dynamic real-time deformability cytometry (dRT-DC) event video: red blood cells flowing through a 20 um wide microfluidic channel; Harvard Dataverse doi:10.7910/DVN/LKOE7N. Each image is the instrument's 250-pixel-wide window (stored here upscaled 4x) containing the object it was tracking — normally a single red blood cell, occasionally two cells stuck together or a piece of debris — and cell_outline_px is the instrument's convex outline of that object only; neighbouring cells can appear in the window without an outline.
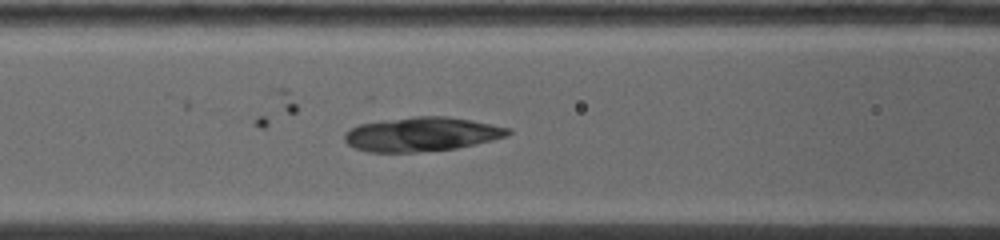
{"species": "common noctule bat (a hibernating species)", "species_latin": "Nyctalus noctula", "temperature_condition": "warm", "stored_images_in_passage": 12, "camera_frame_rate_fps": 5000, "um_per_image_px": 0.085, "animal": {"sex": "female", "body_mass_g": 19.0, "forearm_length_mm": 53.3}, "frame": {"image": 1, "passage_image": 5, "time_ms": 1.8, "image_size_px": [1000, 240], "cell_outline_px": [[512, 132], [508, 136], [492, 140], [456, 148], [416, 152], [368, 152], [356, 148], [348, 144], [344, 140], [344, 132], [348, 128], [360, 124], [384, 120], [412, 116], [448, 116], [492, 124], [512, 128]], "centroid_in_image_um": [35.84, 11.4], "position_along_channel_um": 130.8, "area_um2": 32.66}}
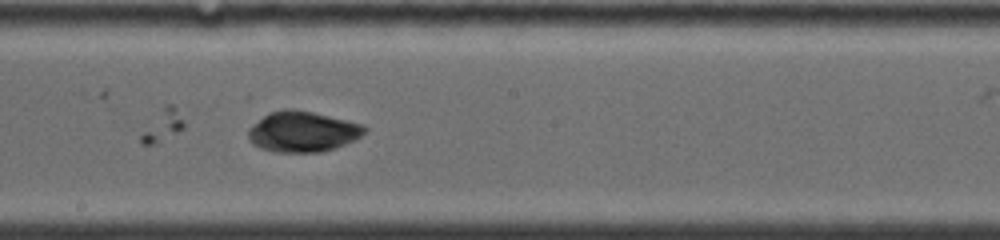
{"frame": {"image": 2, "passage_image": 11, "time_ms": 4.2, "image_size_px": [1000, 240], "cell_outline_px": [[368, 132], [356, 140], [336, 148], [320, 152], [276, 152], [260, 148], [252, 144], [248, 140], [248, 128], [268, 112], [284, 108], [292, 108], [312, 112], [364, 124], [368, 128]], "centroid_in_image_um": [25.74, 11.19], "position_along_channel_um": 222.5, "area_um2": 27.98}}